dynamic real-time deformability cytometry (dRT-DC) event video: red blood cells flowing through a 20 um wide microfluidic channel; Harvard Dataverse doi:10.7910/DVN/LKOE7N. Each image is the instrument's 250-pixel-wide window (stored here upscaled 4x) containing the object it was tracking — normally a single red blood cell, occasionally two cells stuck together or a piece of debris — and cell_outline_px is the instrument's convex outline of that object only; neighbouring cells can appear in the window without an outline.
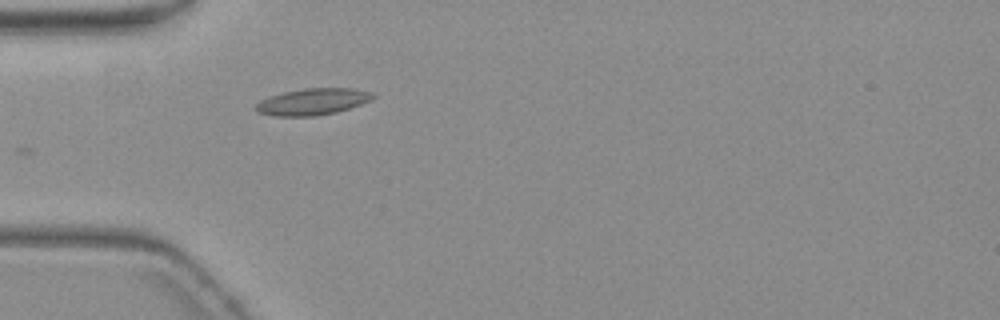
{"species": "common noctule bat (a hibernating species)", "species_latin": "Nyctalus noctula", "temperature_condition": "warm", "stored_images_in_passage": 6, "camera_frame_rate_fps": 3000, "um_per_image_px": 0.085, "animal": {"sex": "female", "body_mass_g": 19.3, "forearm_length_mm": 54.1}, "frame": {"image": 1, "passage_image": 6, "time_ms": 7.0, "image_size_px": [1000, 320], "cell_outline_px": [[376, 96], [360, 104], [336, 112], [316, 116], [272, 116], [256, 112], [256, 104], [260, 100], [268, 96], [284, 92], [304, 88], [352, 88], [372, 92]], "centroid_in_image_um": [26.53, 8.64], "position_along_channel_um": 58.5, "area_um2": 18.09}}